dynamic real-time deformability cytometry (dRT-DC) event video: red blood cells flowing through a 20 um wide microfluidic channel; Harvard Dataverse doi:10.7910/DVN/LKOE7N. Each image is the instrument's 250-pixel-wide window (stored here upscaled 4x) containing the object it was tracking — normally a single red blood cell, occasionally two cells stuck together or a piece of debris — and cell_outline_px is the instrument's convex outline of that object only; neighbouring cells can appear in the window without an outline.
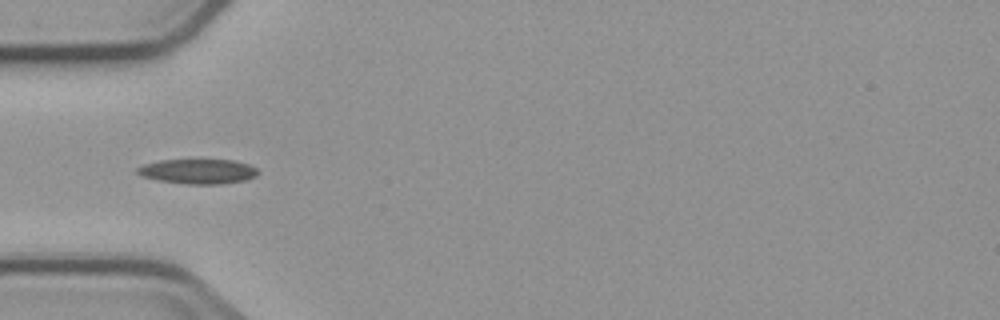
{"species": "common noctule bat (a hibernating species)", "species_latin": "Nyctalus noctula", "temperature_condition": "cold", "stored_images_in_passage": 6, "camera_frame_rate_fps": 3000, "um_per_image_px": 0.085, "animal": {"sex": "male", "body_mass_g": 23.1, "forearm_length_mm": 52.7}, "frame": {"image": 1, "passage_image": 5, "time_ms": 5.0, "image_size_px": [1000, 320], "cell_outline_px": [[260, 172], [256, 176], [244, 180], [220, 184], [188, 184], [156, 180], [140, 176], [136, 172], [136, 168], [144, 164], [160, 160], [232, 160], [248, 164], [256, 168]], "centroid_in_image_um": [16.8, 14.57], "position_along_channel_um": 68.2, "area_um2": 17.46}}
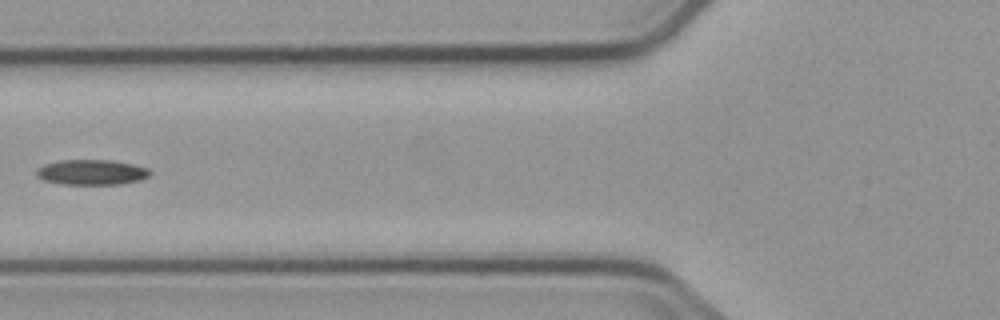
{"frame": {"image": 2, "passage_image": 6, "time_ms": 6.333, "image_size_px": [1000, 320], "cell_outline_px": [[152, 172], [148, 176], [140, 180], [120, 184], [60, 184], [44, 180], [36, 176], [36, 168], [44, 164], [60, 160], [112, 160], [132, 164], [148, 168]], "centroid_in_image_um": [7.76, 14.64], "position_along_channel_um": 118.0, "area_um2": 16.76}}